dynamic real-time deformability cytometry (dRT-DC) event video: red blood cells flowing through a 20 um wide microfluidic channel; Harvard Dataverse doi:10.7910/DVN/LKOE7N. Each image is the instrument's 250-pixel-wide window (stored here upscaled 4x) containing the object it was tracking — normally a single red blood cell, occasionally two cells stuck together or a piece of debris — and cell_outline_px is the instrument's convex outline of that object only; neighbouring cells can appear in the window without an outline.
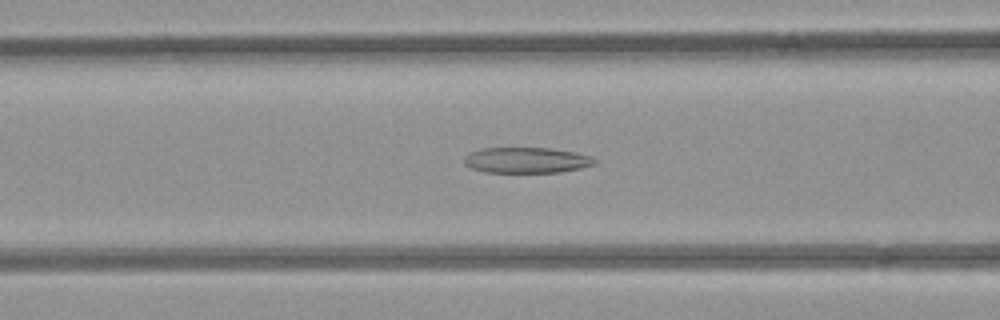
{"species": "common noctule bat (a hibernating species)", "species_latin": "Nyctalus noctula", "temperature_condition": "room temperature", "stored_images_in_passage": 53, "camera_frame_rate_fps": 3000, "um_per_image_px": 0.085, "animal": {"sex": "female", "body_mass_g": 21.9}, "frame": {"image": 1, "passage_image": 21, "time_ms": 6.667, "image_size_px": [1000, 320], "cell_outline_px": [[596, 164], [580, 168], [560, 172], [484, 172], [472, 168], [464, 164], [464, 156], [468, 152], [484, 148], [552, 148], [572, 152], [588, 156], [596, 160]], "centroid_in_image_um": [44.7, 13.61], "position_along_channel_um": 121.9, "area_um2": 19.42}}
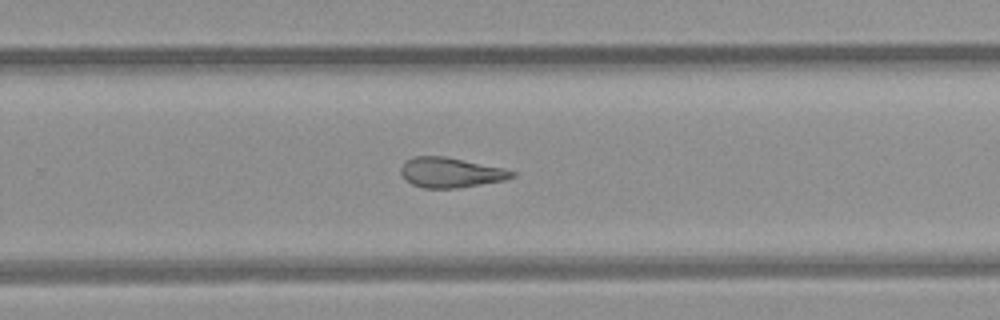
{"frame": {"image": 2, "passage_image": 34, "time_ms": 11.0, "image_size_px": [1000, 320], "cell_outline_px": [[516, 176], [504, 180], [456, 188], [424, 188], [412, 184], [404, 180], [400, 172], [400, 168], [404, 160], [416, 156], [444, 156], [504, 168], [516, 172]], "centroid_in_image_um": [38.27, 14.66], "position_along_channel_um": 291.5, "area_um2": 19.48}}
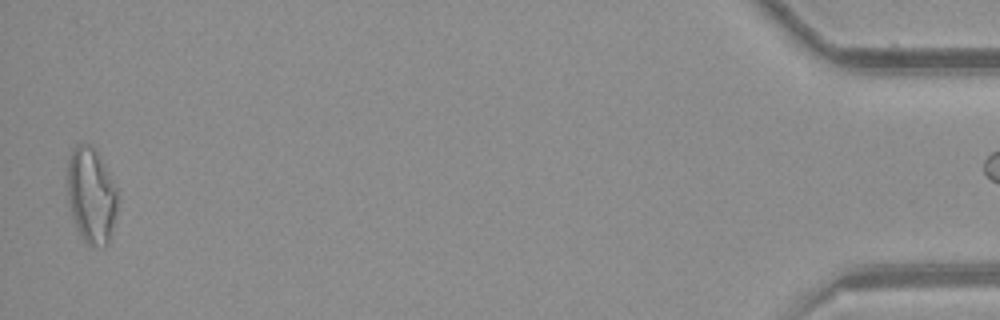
{"frame": {"image": 3, "passage_image": 52, "time_ms": 17.0, "image_size_px": [1000, 320], "cell_outline_px": [[120, 196], [108, 244], [104, 248], [88, 244], [80, 236], [76, 228], [68, 204], [68, 156], [72, 148], [76, 144], [88, 144], [96, 152], [116, 188]], "centroid_in_image_um": [7.75, 16.65], "position_along_channel_um": 427.5, "area_um2": 27.92}}